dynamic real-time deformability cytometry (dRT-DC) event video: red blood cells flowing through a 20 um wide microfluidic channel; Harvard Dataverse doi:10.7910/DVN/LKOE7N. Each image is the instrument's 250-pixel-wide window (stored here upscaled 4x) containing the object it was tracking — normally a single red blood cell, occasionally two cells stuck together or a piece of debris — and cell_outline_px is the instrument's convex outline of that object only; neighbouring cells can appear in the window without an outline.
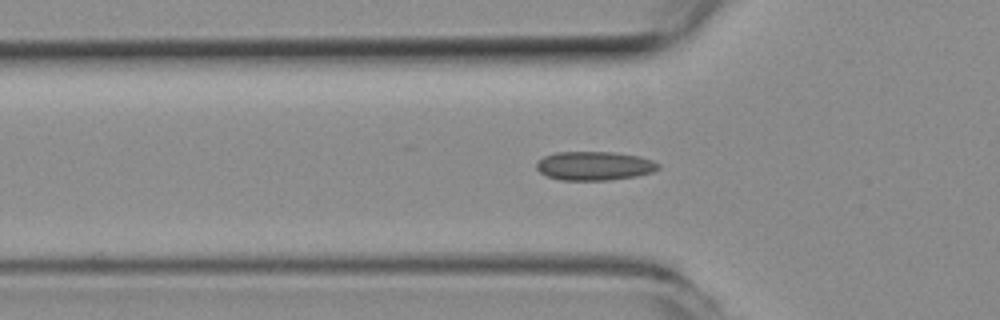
{"species": "common noctule bat (a hibernating species)", "species_latin": "Nyctalus noctula", "temperature_condition": "room temperature", "stored_images_in_passage": 52, "camera_frame_rate_fps": 3000, "um_per_image_px": 0.085, "animal": {"sex": "female", "body_mass_g": 19.3, "forearm_length_mm": 54.1}, "frame": {"image": 1, "passage_image": 16, "time_ms": 5.0, "image_size_px": [1000, 320], "cell_outline_px": [[660, 168], [652, 172], [636, 176], [608, 180], [560, 180], [548, 176], [540, 172], [536, 168], [536, 160], [544, 156], [556, 152], [612, 152], [640, 156], [652, 160], [660, 164]], "centroid_in_image_um": [50.51, 14.09], "position_along_channel_um": 75.3, "area_um2": 20.58}}
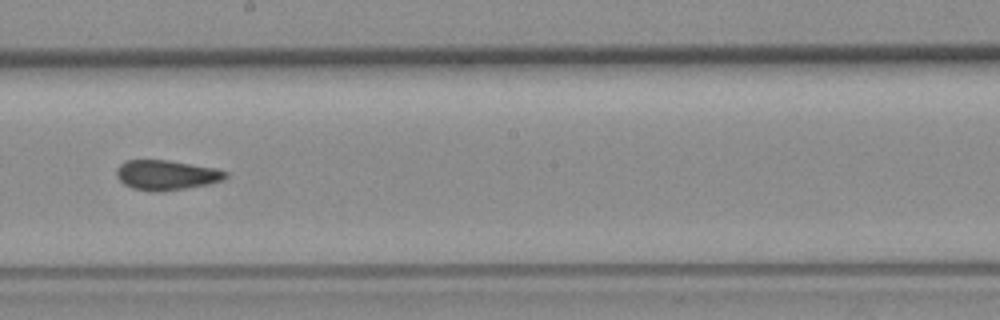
{"frame": {"image": 2, "passage_image": 28, "time_ms": 9.0, "image_size_px": [1000, 320], "cell_outline_px": [[228, 176], [224, 180], [208, 184], [160, 192], [152, 192], [132, 188], [124, 184], [116, 176], [116, 168], [124, 160], [168, 160], [216, 168], [228, 172]], "centroid_in_image_um": [14.13, 14.87], "position_along_channel_um": 234.1, "area_um2": 19.13}}
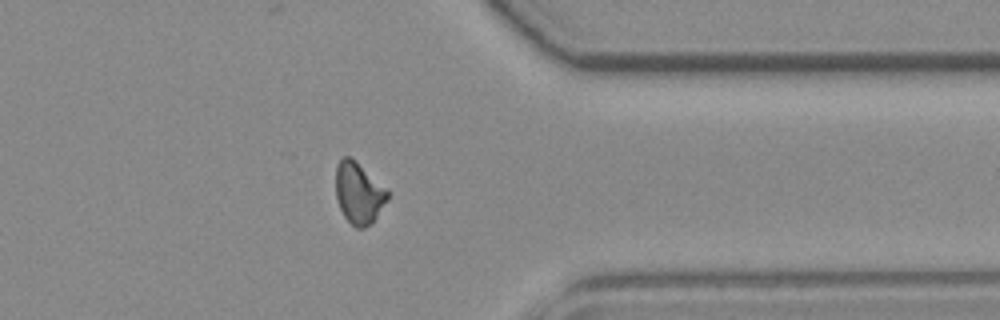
{"frame": {"image": 3, "passage_image": 40, "time_ms": 13.0, "image_size_px": [1000, 320], "cell_outline_px": [[388, 200], [372, 224], [364, 228], [356, 228], [344, 216], [340, 208], [336, 196], [336, 168], [340, 160], [344, 156], [348, 156], [356, 160], [388, 188]], "centroid_in_image_um": [30.53, 16.4], "position_along_channel_um": 380.9, "area_um2": 18.79}, "authors_computed_cell_mechanics": {"area_um2": 19.1607, "velocity_mm_per_s": 3.9565, "shape_relaxation_time_tau1_ms": null, "shape_relaxation_time_tau2_ms": 2.1018, "deformation_change_tau1": null, "deformation_change_tau2": 0.0678}}